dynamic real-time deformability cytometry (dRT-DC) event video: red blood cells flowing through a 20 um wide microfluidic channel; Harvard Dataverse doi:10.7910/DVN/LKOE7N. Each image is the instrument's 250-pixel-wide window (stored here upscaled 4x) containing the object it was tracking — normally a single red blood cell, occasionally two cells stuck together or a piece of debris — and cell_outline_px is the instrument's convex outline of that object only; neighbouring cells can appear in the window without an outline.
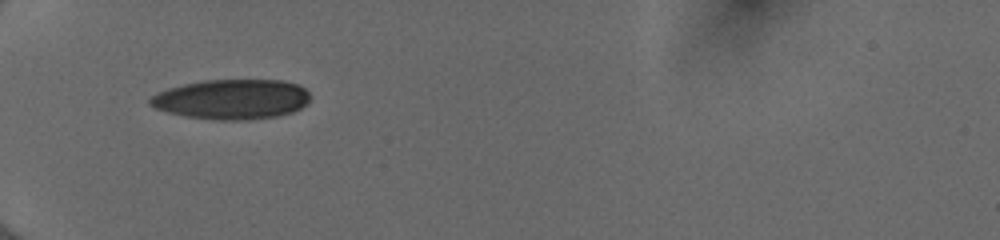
{"species": "human", "species_latin": "Homo sapiens", "temperature_condition": "cold", "stored_images_in_passage": 34, "camera_frame_rate_fps": 3000, "um_per_image_px": 0.085, "donor": {"sex": "female"}, "frame": {"image": 1, "passage_image": 1, "time_ms": 0.0, "image_size_px": [1000, 240], "cell_outline_px": [[312, 96], [300, 108], [292, 112], [276, 116], [248, 120], [220, 120], [184, 116], [168, 112], [156, 108], [148, 104], [148, 100], [152, 96], [168, 88], [184, 84], [204, 80], [284, 80], [296, 84], [304, 88]], "centroid_in_image_um": [19.7, 8.43], "position_along_channel_um": 65.3, "area_um2": 37.17}}
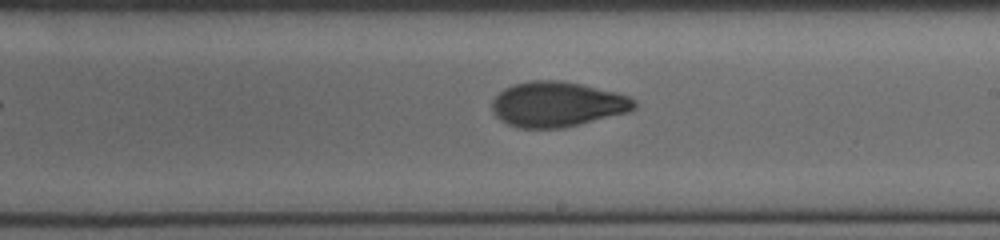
{"frame": {"image": 2, "passage_image": 15, "time_ms": 4.667, "image_size_px": [1000, 240], "cell_outline_px": [[636, 108], [628, 112], [564, 128], [516, 128], [500, 120], [492, 112], [492, 100], [504, 88], [516, 84], [532, 80], [560, 80], [580, 84], [616, 92], [628, 96], [636, 100]], "centroid_in_image_um": [47.36, 8.87], "position_along_channel_um": 241.6, "area_um2": 37.45}}
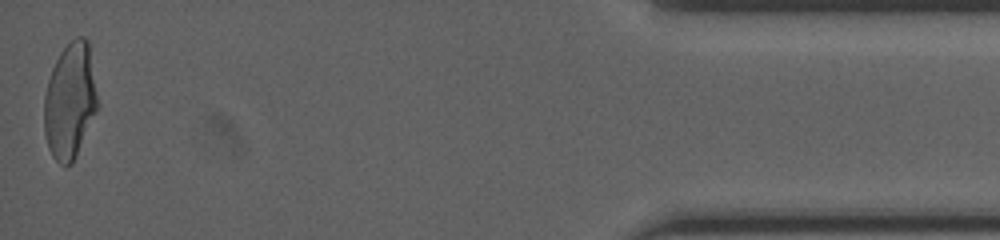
{"frame": {"image": 3, "passage_image": 34, "time_ms": 11.0, "image_size_px": [1000, 240], "cell_outline_px": [[96, 112], [72, 164], [64, 168], [52, 156], [48, 148], [44, 132], [44, 96], [48, 80], [52, 68], [60, 52], [76, 36], [84, 36], [88, 40], [96, 96]], "centroid_in_image_um": [5.91, 8.61], "position_along_channel_um": 429.3, "area_um2": 35.66}, "authors_computed_cell_mechanics": {"area_um2": 36.8764, "velocity_mm_per_s": 4.0165, "shape_relaxation_time_tau1_ms": 5.2449, "shape_relaxation_time_tau2_ms": 1.5195, "deformation_change_tau1": 0.1792, "deformation_change_tau2": 0.0672}}